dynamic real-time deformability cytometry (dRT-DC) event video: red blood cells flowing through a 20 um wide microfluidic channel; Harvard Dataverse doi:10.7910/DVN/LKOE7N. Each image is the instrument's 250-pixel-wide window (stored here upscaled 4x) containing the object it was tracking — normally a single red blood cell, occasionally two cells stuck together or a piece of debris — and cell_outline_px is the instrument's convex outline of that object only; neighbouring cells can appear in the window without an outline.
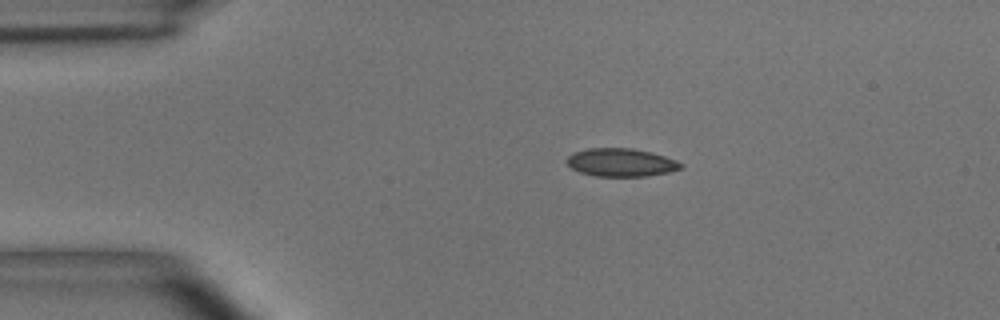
{"species": "common noctule bat (a hibernating species)", "species_latin": "Nyctalus noctula", "temperature_condition": "room temperature", "stored_images_in_passage": 45, "camera_frame_rate_fps": 3000, "um_per_image_px": 0.085, "animal": {"sex": "male", "body_mass_g": 15.6}, "frame": {"image": 1, "passage_image": 1, "time_ms": 0.0, "image_size_px": [1000, 320], "cell_outline_px": [[684, 168], [668, 172], [648, 176], [596, 176], [580, 172], [572, 168], [564, 160], [572, 152], [588, 148], [632, 148], [652, 152], [676, 160], [684, 164]], "centroid_in_image_um": [52.79, 13.8], "position_along_channel_um": 32.2, "area_um2": 18.84}}
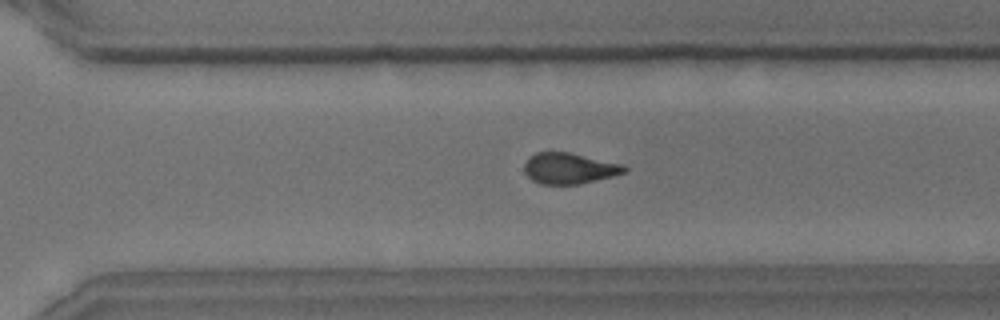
{"frame": {"image": 2, "passage_image": 28, "time_ms": 9.0, "image_size_px": [1000, 320], "cell_outline_px": [[628, 168], [624, 172], [612, 176], [580, 184], [540, 184], [532, 180], [524, 172], [524, 164], [528, 156], [536, 152], [568, 152], [624, 164]], "centroid_in_image_um": [48.36, 14.3], "position_along_channel_um": 322.2, "area_um2": 18.09}}
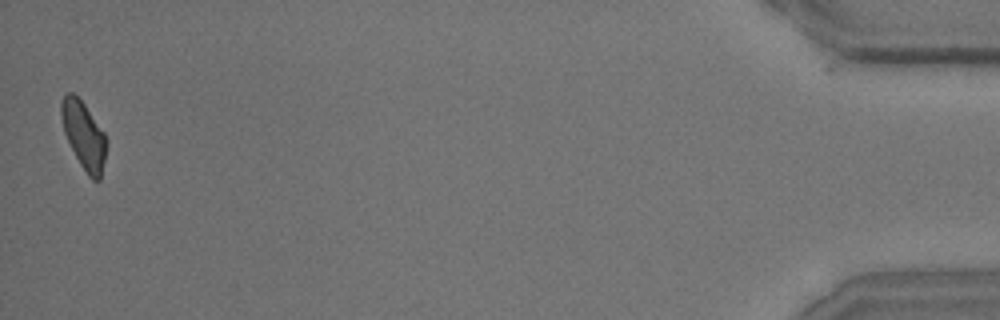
{"frame": {"image": 3, "passage_image": 44, "time_ms": 14.333, "image_size_px": [1000, 320], "cell_outline_px": [[108, 144], [100, 180], [92, 180], [88, 176], [80, 164], [64, 132], [60, 116], [60, 104], [64, 96], [68, 92], [72, 92], [84, 104], [104, 132], [108, 140]], "centroid_in_image_um": [7.14, 11.51], "position_along_channel_um": 428.1, "area_um2": 17.69}, "authors_computed_cell_mechanics": {"area_um2": 18.9584, "velocity_mm_per_s": 3.6857, "shape_relaxation_time_tau1_ms": 10.4581, "shape_relaxation_time_tau2_ms": 1.6469, "deformation_change_tau1": 0.2072, "deformation_change_tau2": 0.0672}}